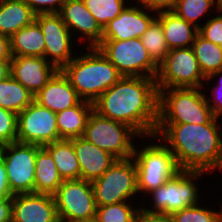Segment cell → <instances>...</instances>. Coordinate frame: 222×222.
Segmentation results:
<instances>
[{"label": "cell", "mask_w": 222, "mask_h": 222, "mask_svg": "<svg viewBox=\"0 0 222 222\" xmlns=\"http://www.w3.org/2000/svg\"><path fill=\"white\" fill-rule=\"evenodd\" d=\"M204 173L207 172L181 170L164 185L149 193L153 208L142 207L143 210L171 215L183 208L199 204V186L195 181Z\"/></svg>", "instance_id": "obj_8"}, {"label": "cell", "mask_w": 222, "mask_h": 222, "mask_svg": "<svg viewBox=\"0 0 222 222\" xmlns=\"http://www.w3.org/2000/svg\"><path fill=\"white\" fill-rule=\"evenodd\" d=\"M34 101L54 113H58L79 104L82 99L71 86L68 78L61 70H58L47 84L34 95Z\"/></svg>", "instance_id": "obj_20"}, {"label": "cell", "mask_w": 222, "mask_h": 222, "mask_svg": "<svg viewBox=\"0 0 222 222\" xmlns=\"http://www.w3.org/2000/svg\"><path fill=\"white\" fill-rule=\"evenodd\" d=\"M205 80L192 47L171 49L158 64L155 78L158 92L169 88H205Z\"/></svg>", "instance_id": "obj_9"}, {"label": "cell", "mask_w": 222, "mask_h": 222, "mask_svg": "<svg viewBox=\"0 0 222 222\" xmlns=\"http://www.w3.org/2000/svg\"><path fill=\"white\" fill-rule=\"evenodd\" d=\"M201 91V88L160 90L158 124H207L214 115Z\"/></svg>", "instance_id": "obj_4"}, {"label": "cell", "mask_w": 222, "mask_h": 222, "mask_svg": "<svg viewBox=\"0 0 222 222\" xmlns=\"http://www.w3.org/2000/svg\"><path fill=\"white\" fill-rule=\"evenodd\" d=\"M0 222H12V197H0Z\"/></svg>", "instance_id": "obj_41"}, {"label": "cell", "mask_w": 222, "mask_h": 222, "mask_svg": "<svg viewBox=\"0 0 222 222\" xmlns=\"http://www.w3.org/2000/svg\"><path fill=\"white\" fill-rule=\"evenodd\" d=\"M57 71L44 57L12 56L10 63V75L34 95Z\"/></svg>", "instance_id": "obj_17"}, {"label": "cell", "mask_w": 222, "mask_h": 222, "mask_svg": "<svg viewBox=\"0 0 222 222\" xmlns=\"http://www.w3.org/2000/svg\"><path fill=\"white\" fill-rule=\"evenodd\" d=\"M12 222H60L54 196L41 193L14 194Z\"/></svg>", "instance_id": "obj_16"}, {"label": "cell", "mask_w": 222, "mask_h": 222, "mask_svg": "<svg viewBox=\"0 0 222 222\" xmlns=\"http://www.w3.org/2000/svg\"><path fill=\"white\" fill-rule=\"evenodd\" d=\"M17 142L45 146L61 140L56 113L33 101L17 115Z\"/></svg>", "instance_id": "obj_13"}, {"label": "cell", "mask_w": 222, "mask_h": 222, "mask_svg": "<svg viewBox=\"0 0 222 222\" xmlns=\"http://www.w3.org/2000/svg\"><path fill=\"white\" fill-rule=\"evenodd\" d=\"M128 5L119 16L110 21L103 29L102 40H128L141 38L151 23L157 18V13L139 3ZM152 15V16H151Z\"/></svg>", "instance_id": "obj_15"}, {"label": "cell", "mask_w": 222, "mask_h": 222, "mask_svg": "<svg viewBox=\"0 0 222 222\" xmlns=\"http://www.w3.org/2000/svg\"><path fill=\"white\" fill-rule=\"evenodd\" d=\"M136 222H174L170 214L149 213L141 207L138 211Z\"/></svg>", "instance_id": "obj_38"}, {"label": "cell", "mask_w": 222, "mask_h": 222, "mask_svg": "<svg viewBox=\"0 0 222 222\" xmlns=\"http://www.w3.org/2000/svg\"><path fill=\"white\" fill-rule=\"evenodd\" d=\"M215 5V0H178L172 11L186 22L199 28L201 26L199 19L205 17L207 13L210 14L208 11H213L214 7L217 10Z\"/></svg>", "instance_id": "obj_30"}, {"label": "cell", "mask_w": 222, "mask_h": 222, "mask_svg": "<svg viewBox=\"0 0 222 222\" xmlns=\"http://www.w3.org/2000/svg\"><path fill=\"white\" fill-rule=\"evenodd\" d=\"M38 145L12 142L0 147L10 190L13 194L34 193Z\"/></svg>", "instance_id": "obj_12"}, {"label": "cell", "mask_w": 222, "mask_h": 222, "mask_svg": "<svg viewBox=\"0 0 222 222\" xmlns=\"http://www.w3.org/2000/svg\"><path fill=\"white\" fill-rule=\"evenodd\" d=\"M7 179V171L2 157L0 156V197H13Z\"/></svg>", "instance_id": "obj_40"}, {"label": "cell", "mask_w": 222, "mask_h": 222, "mask_svg": "<svg viewBox=\"0 0 222 222\" xmlns=\"http://www.w3.org/2000/svg\"><path fill=\"white\" fill-rule=\"evenodd\" d=\"M0 60H12L10 38L0 34Z\"/></svg>", "instance_id": "obj_42"}, {"label": "cell", "mask_w": 222, "mask_h": 222, "mask_svg": "<svg viewBox=\"0 0 222 222\" xmlns=\"http://www.w3.org/2000/svg\"><path fill=\"white\" fill-rule=\"evenodd\" d=\"M62 182L63 180L50 153L44 147L38 146L35 162L34 193L54 195Z\"/></svg>", "instance_id": "obj_25"}, {"label": "cell", "mask_w": 222, "mask_h": 222, "mask_svg": "<svg viewBox=\"0 0 222 222\" xmlns=\"http://www.w3.org/2000/svg\"><path fill=\"white\" fill-rule=\"evenodd\" d=\"M94 110L91 102L82 100L79 104L56 113L60 139L83 137L90 114Z\"/></svg>", "instance_id": "obj_22"}, {"label": "cell", "mask_w": 222, "mask_h": 222, "mask_svg": "<svg viewBox=\"0 0 222 222\" xmlns=\"http://www.w3.org/2000/svg\"><path fill=\"white\" fill-rule=\"evenodd\" d=\"M81 222H98L95 218L91 220L81 221Z\"/></svg>", "instance_id": "obj_46"}, {"label": "cell", "mask_w": 222, "mask_h": 222, "mask_svg": "<svg viewBox=\"0 0 222 222\" xmlns=\"http://www.w3.org/2000/svg\"><path fill=\"white\" fill-rule=\"evenodd\" d=\"M158 103L155 78L122 76L93 105L100 116L125 123L146 139L155 135Z\"/></svg>", "instance_id": "obj_1"}, {"label": "cell", "mask_w": 222, "mask_h": 222, "mask_svg": "<svg viewBox=\"0 0 222 222\" xmlns=\"http://www.w3.org/2000/svg\"><path fill=\"white\" fill-rule=\"evenodd\" d=\"M71 35L83 36L88 47H96L103 36V28L85 6L83 0H65L59 12Z\"/></svg>", "instance_id": "obj_18"}, {"label": "cell", "mask_w": 222, "mask_h": 222, "mask_svg": "<svg viewBox=\"0 0 222 222\" xmlns=\"http://www.w3.org/2000/svg\"><path fill=\"white\" fill-rule=\"evenodd\" d=\"M86 48L87 52L76 54L61 71L82 100L94 103L122 75L97 47Z\"/></svg>", "instance_id": "obj_3"}, {"label": "cell", "mask_w": 222, "mask_h": 222, "mask_svg": "<svg viewBox=\"0 0 222 222\" xmlns=\"http://www.w3.org/2000/svg\"><path fill=\"white\" fill-rule=\"evenodd\" d=\"M36 13H59L65 0H24Z\"/></svg>", "instance_id": "obj_36"}, {"label": "cell", "mask_w": 222, "mask_h": 222, "mask_svg": "<svg viewBox=\"0 0 222 222\" xmlns=\"http://www.w3.org/2000/svg\"><path fill=\"white\" fill-rule=\"evenodd\" d=\"M53 196L60 222H81L96 216L97 206L91 182L81 178L63 180Z\"/></svg>", "instance_id": "obj_11"}, {"label": "cell", "mask_w": 222, "mask_h": 222, "mask_svg": "<svg viewBox=\"0 0 222 222\" xmlns=\"http://www.w3.org/2000/svg\"><path fill=\"white\" fill-rule=\"evenodd\" d=\"M140 135L129 125L100 116L93 110L83 138L117 159H128L134 154V139ZM133 141V142H132Z\"/></svg>", "instance_id": "obj_6"}, {"label": "cell", "mask_w": 222, "mask_h": 222, "mask_svg": "<svg viewBox=\"0 0 222 222\" xmlns=\"http://www.w3.org/2000/svg\"><path fill=\"white\" fill-rule=\"evenodd\" d=\"M92 186L97 207L134 200L138 193L134 159H117Z\"/></svg>", "instance_id": "obj_10"}, {"label": "cell", "mask_w": 222, "mask_h": 222, "mask_svg": "<svg viewBox=\"0 0 222 222\" xmlns=\"http://www.w3.org/2000/svg\"><path fill=\"white\" fill-rule=\"evenodd\" d=\"M211 91L213 97L210 98V95L207 94V102L213 115L220 118L222 116V87H212Z\"/></svg>", "instance_id": "obj_39"}, {"label": "cell", "mask_w": 222, "mask_h": 222, "mask_svg": "<svg viewBox=\"0 0 222 222\" xmlns=\"http://www.w3.org/2000/svg\"><path fill=\"white\" fill-rule=\"evenodd\" d=\"M12 56L44 57L45 38L39 24L34 21L10 37Z\"/></svg>", "instance_id": "obj_24"}, {"label": "cell", "mask_w": 222, "mask_h": 222, "mask_svg": "<svg viewBox=\"0 0 222 222\" xmlns=\"http://www.w3.org/2000/svg\"><path fill=\"white\" fill-rule=\"evenodd\" d=\"M34 101V94L11 75L0 81V107L17 115Z\"/></svg>", "instance_id": "obj_27"}, {"label": "cell", "mask_w": 222, "mask_h": 222, "mask_svg": "<svg viewBox=\"0 0 222 222\" xmlns=\"http://www.w3.org/2000/svg\"><path fill=\"white\" fill-rule=\"evenodd\" d=\"M17 114L0 107V147L17 141Z\"/></svg>", "instance_id": "obj_34"}, {"label": "cell", "mask_w": 222, "mask_h": 222, "mask_svg": "<svg viewBox=\"0 0 222 222\" xmlns=\"http://www.w3.org/2000/svg\"><path fill=\"white\" fill-rule=\"evenodd\" d=\"M218 12H222V0H215Z\"/></svg>", "instance_id": "obj_45"}, {"label": "cell", "mask_w": 222, "mask_h": 222, "mask_svg": "<svg viewBox=\"0 0 222 222\" xmlns=\"http://www.w3.org/2000/svg\"><path fill=\"white\" fill-rule=\"evenodd\" d=\"M199 203L186 207L171 214L174 222H222V207H220L219 212L206 209L205 206Z\"/></svg>", "instance_id": "obj_33"}, {"label": "cell", "mask_w": 222, "mask_h": 222, "mask_svg": "<svg viewBox=\"0 0 222 222\" xmlns=\"http://www.w3.org/2000/svg\"><path fill=\"white\" fill-rule=\"evenodd\" d=\"M130 0H83L100 26L104 27L127 7Z\"/></svg>", "instance_id": "obj_31"}, {"label": "cell", "mask_w": 222, "mask_h": 222, "mask_svg": "<svg viewBox=\"0 0 222 222\" xmlns=\"http://www.w3.org/2000/svg\"><path fill=\"white\" fill-rule=\"evenodd\" d=\"M122 76L156 78L158 64L151 58L140 38L102 40L96 46Z\"/></svg>", "instance_id": "obj_7"}, {"label": "cell", "mask_w": 222, "mask_h": 222, "mask_svg": "<svg viewBox=\"0 0 222 222\" xmlns=\"http://www.w3.org/2000/svg\"><path fill=\"white\" fill-rule=\"evenodd\" d=\"M216 16L209 17L207 21L198 28V33L206 40L219 45L222 42V12Z\"/></svg>", "instance_id": "obj_35"}, {"label": "cell", "mask_w": 222, "mask_h": 222, "mask_svg": "<svg viewBox=\"0 0 222 222\" xmlns=\"http://www.w3.org/2000/svg\"><path fill=\"white\" fill-rule=\"evenodd\" d=\"M80 165V178L88 182L99 179L116 162L109 152L96 147L83 137L69 139Z\"/></svg>", "instance_id": "obj_19"}, {"label": "cell", "mask_w": 222, "mask_h": 222, "mask_svg": "<svg viewBox=\"0 0 222 222\" xmlns=\"http://www.w3.org/2000/svg\"><path fill=\"white\" fill-rule=\"evenodd\" d=\"M191 47L206 78L222 69V50L219 45L206 40L198 33Z\"/></svg>", "instance_id": "obj_28"}, {"label": "cell", "mask_w": 222, "mask_h": 222, "mask_svg": "<svg viewBox=\"0 0 222 222\" xmlns=\"http://www.w3.org/2000/svg\"><path fill=\"white\" fill-rule=\"evenodd\" d=\"M150 12L172 11L178 0H135Z\"/></svg>", "instance_id": "obj_37"}, {"label": "cell", "mask_w": 222, "mask_h": 222, "mask_svg": "<svg viewBox=\"0 0 222 222\" xmlns=\"http://www.w3.org/2000/svg\"><path fill=\"white\" fill-rule=\"evenodd\" d=\"M11 60H0V81L10 76Z\"/></svg>", "instance_id": "obj_43"}, {"label": "cell", "mask_w": 222, "mask_h": 222, "mask_svg": "<svg viewBox=\"0 0 222 222\" xmlns=\"http://www.w3.org/2000/svg\"><path fill=\"white\" fill-rule=\"evenodd\" d=\"M162 25L164 37L169 50L191 47L198 28L176 15L173 11L157 13L156 18Z\"/></svg>", "instance_id": "obj_21"}, {"label": "cell", "mask_w": 222, "mask_h": 222, "mask_svg": "<svg viewBox=\"0 0 222 222\" xmlns=\"http://www.w3.org/2000/svg\"><path fill=\"white\" fill-rule=\"evenodd\" d=\"M220 76H221V77H220ZM216 77L219 78V79H217L218 84H216V85L213 86V87H222V69L219 70V71H216V72L212 73L209 77L206 78L205 82H208V83H209V82H212L213 79H214V81H215Z\"/></svg>", "instance_id": "obj_44"}, {"label": "cell", "mask_w": 222, "mask_h": 222, "mask_svg": "<svg viewBox=\"0 0 222 222\" xmlns=\"http://www.w3.org/2000/svg\"><path fill=\"white\" fill-rule=\"evenodd\" d=\"M43 147L50 153L62 180L80 179V165L70 140L61 139Z\"/></svg>", "instance_id": "obj_26"}, {"label": "cell", "mask_w": 222, "mask_h": 222, "mask_svg": "<svg viewBox=\"0 0 222 222\" xmlns=\"http://www.w3.org/2000/svg\"><path fill=\"white\" fill-rule=\"evenodd\" d=\"M151 58L159 64L170 51L161 23L155 19L140 38Z\"/></svg>", "instance_id": "obj_29"}, {"label": "cell", "mask_w": 222, "mask_h": 222, "mask_svg": "<svg viewBox=\"0 0 222 222\" xmlns=\"http://www.w3.org/2000/svg\"><path fill=\"white\" fill-rule=\"evenodd\" d=\"M219 47L221 48V50H222V42L219 44Z\"/></svg>", "instance_id": "obj_47"}, {"label": "cell", "mask_w": 222, "mask_h": 222, "mask_svg": "<svg viewBox=\"0 0 222 222\" xmlns=\"http://www.w3.org/2000/svg\"><path fill=\"white\" fill-rule=\"evenodd\" d=\"M213 117L207 124H157L155 135L173 153L180 170L222 171V123ZM169 144V145H168ZM212 171V172H211Z\"/></svg>", "instance_id": "obj_2"}, {"label": "cell", "mask_w": 222, "mask_h": 222, "mask_svg": "<svg viewBox=\"0 0 222 222\" xmlns=\"http://www.w3.org/2000/svg\"><path fill=\"white\" fill-rule=\"evenodd\" d=\"M35 21L45 38L44 58L61 70L75 56L72 53L73 36L69 28L59 13L36 14Z\"/></svg>", "instance_id": "obj_14"}, {"label": "cell", "mask_w": 222, "mask_h": 222, "mask_svg": "<svg viewBox=\"0 0 222 222\" xmlns=\"http://www.w3.org/2000/svg\"><path fill=\"white\" fill-rule=\"evenodd\" d=\"M36 13L24 0H4L0 4V34L9 38L35 21Z\"/></svg>", "instance_id": "obj_23"}, {"label": "cell", "mask_w": 222, "mask_h": 222, "mask_svg": "<svg viewBox=\"0 0 222 222\" xmlns=\"http://www.w3.org/2000/svg\"><path fill=\"white\" fill-rule=\"evenodd\" d=\"M150 138L159 140V143L148 144L141 149L134 147L132 158L137 169V195H148L181 171L170 149L162 145L163 142L156 136Z\"/></svg>", "instance_id": "obj_5"}, {"label": "cell", "mask_w": 222, "mask_h": 222, "mask_svg": "<svg viewBox=\"0 0 222 222\" xmlns=\"http://www.w3.org/2000/svg\"><path fill=\"white\" fill-rule=\"evenodd\" d=\"M131 203V201H124L98 206L95 219L98 222H136L140 207L135 208Z\"/></svg>", "instance_id": "obj_32"}]
</instances>
